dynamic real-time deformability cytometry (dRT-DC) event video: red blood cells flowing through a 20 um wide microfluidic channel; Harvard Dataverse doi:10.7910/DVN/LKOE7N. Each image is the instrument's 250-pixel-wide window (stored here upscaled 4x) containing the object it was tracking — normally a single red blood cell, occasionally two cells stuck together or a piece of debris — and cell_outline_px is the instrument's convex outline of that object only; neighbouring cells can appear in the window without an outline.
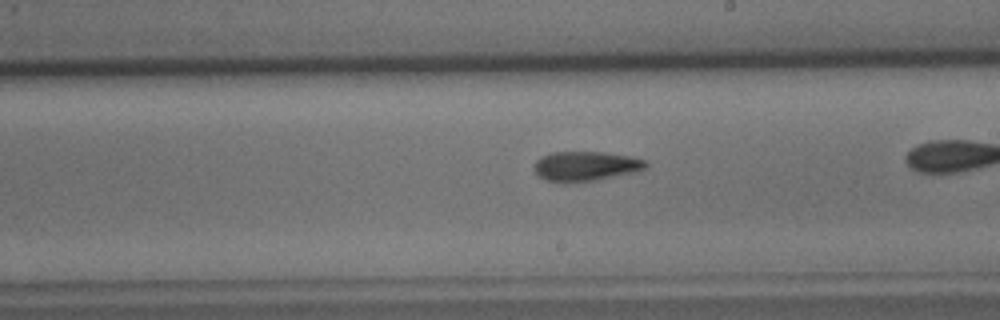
{"species": "common noctule bat (a hibernating species)", "species_latin": "Nyctalus noctula", "temperature_condition": "cold", "stored_images_in_passage": 38, "camera_frame_rate_fps": 3000, "um_per_image_px": 0.085, "animal": {"sex": "male", "body_mass_g": 15.6}, "frame": {"image": 1, "passage_image": 27, "time_ms": 8.667, "image_size_px": [1000, 320], "cell_outline_px": [[648, 164], [644, 168], [632, 172], [596, 180], [544, 180], [532, 168], [532, 164], [540, 156], [552, 152], [600, 152], [628, 156], [644, 160]], "centroid_in_image_um": [49.72, 14.08], "position_along_channel_um": 239.3, "area_um2": 18.61}}
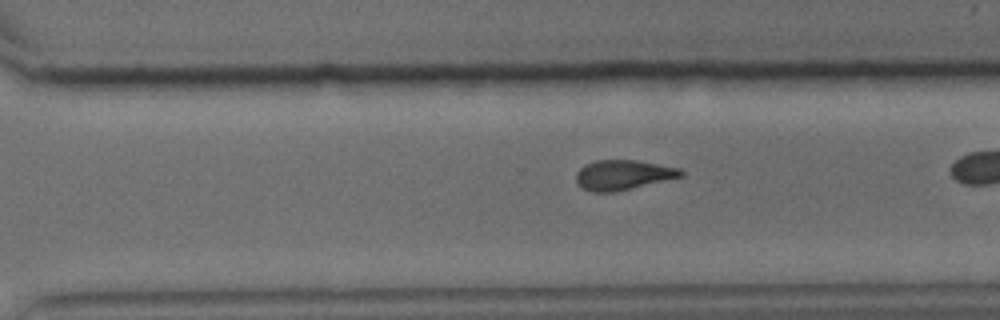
{"frame": {"image": 2, "passage_image": 33, "time_ms": 10.667, "image_size_px": [1000, 320], "cell_outline_px": [[684, 176], [612, 192], [592, 192], [580, 188], [576, 184], [576, 172], [584, 164], [596, 160], [636, 160], [680, 168], [684, 172]], "centroid_in_image_um": [52.91, 14.86], "position_along_channel_um": 317.7, "area_um2": 18.26}}